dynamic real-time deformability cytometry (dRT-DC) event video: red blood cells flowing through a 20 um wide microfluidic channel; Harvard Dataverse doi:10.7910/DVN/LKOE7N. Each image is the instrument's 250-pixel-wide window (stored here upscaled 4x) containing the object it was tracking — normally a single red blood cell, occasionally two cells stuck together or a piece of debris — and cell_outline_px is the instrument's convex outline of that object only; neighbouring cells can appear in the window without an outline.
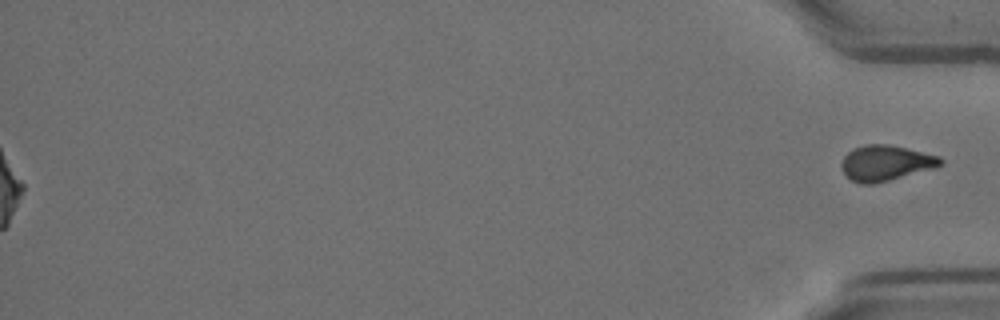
{"species": "Egyptian fruit bat (a non-hibernating species)", "species_latin": "Rousettus aegyptiacus", "temperature_condition": "room temperature", "stored_images_in_passage": 57, "segment_of_instrument_passage": [2, 2], "camera_frame_rate_fps": 3000, "um_per_image_px": 0.085, "animal": {"sex": "female"}, "frame": {"image": 1, "passage_image": 57, "time_ms": 18.667, "image_size_px": [1000, 320], "cell_outline_px": [[944, 164], [936, 168], [876, 184], [860, 184], [852, 180], [844, 172], [840, 164], [844, 156], [852, 148], [864, 144], [888, 144], [940, 156], [944, 160]], "centroid_in_image_um": [75.31, 13.86], "position_along_channel_um": 359.9, "area_um2": 20.75}}